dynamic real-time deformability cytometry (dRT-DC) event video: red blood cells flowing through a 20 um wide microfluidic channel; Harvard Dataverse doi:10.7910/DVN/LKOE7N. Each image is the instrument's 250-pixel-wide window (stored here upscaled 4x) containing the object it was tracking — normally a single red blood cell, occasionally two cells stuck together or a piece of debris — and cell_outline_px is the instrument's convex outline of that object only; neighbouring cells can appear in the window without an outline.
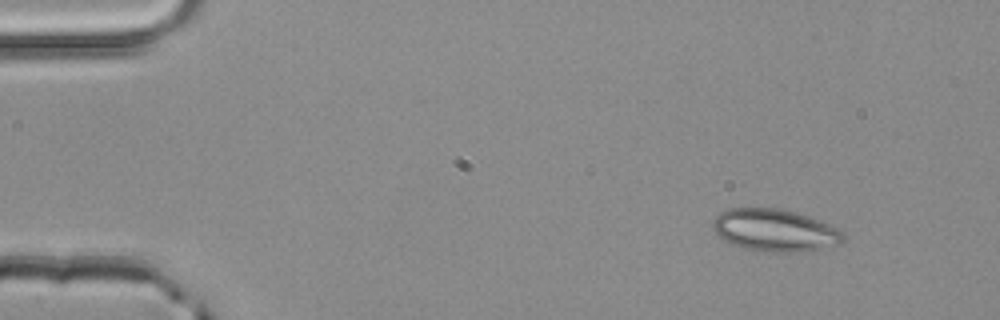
{"species": "common noctule bat (a hibernating species)", "species_latin": "Nyctalus noctula", "temperature_condition": "room temperature", "stored_images_in_passage": 3, "camera_frame_rate_fps": 3000, "um_per_image_px": 0.085, "animal": {"sex": "male", "body_mass_g": 20.4}, "frame": {"image": 1, "passage_image": 2, "time_ms": 0.333, "image_size_px": [1000, 320], "cell_outline_px": [[844, 240], [840, 244], [804, 252], [764, 252], [744, 248], [732, 244], [716, 236], [712, 228], [712, 220], [720, 212], [728, 208], [780, 208], [796, 212], [820, 220], [844, 232]], "centroid_in_image_um": [65.83, 19.58], "position_along_channel_um": 19.2, "area_um2": 32.54}}